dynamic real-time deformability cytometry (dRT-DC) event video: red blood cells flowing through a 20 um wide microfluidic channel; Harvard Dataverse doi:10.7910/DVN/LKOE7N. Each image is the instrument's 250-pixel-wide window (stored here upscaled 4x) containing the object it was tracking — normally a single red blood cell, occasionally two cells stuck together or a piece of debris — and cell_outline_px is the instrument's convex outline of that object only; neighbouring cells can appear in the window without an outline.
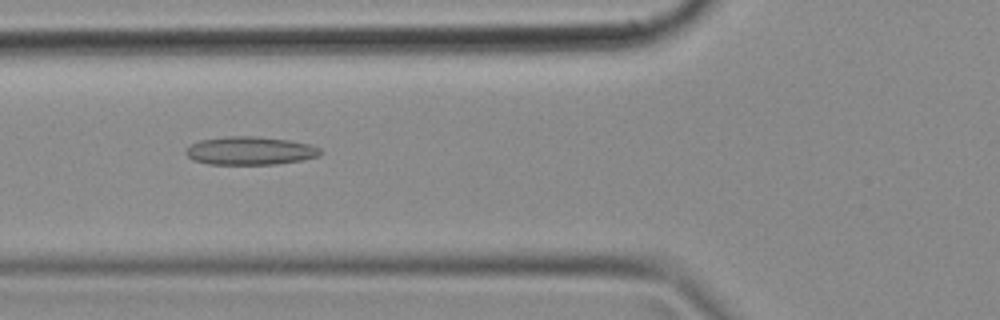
{"species": "common noctule bat (a hibernating species)", "species_latin": "Nyctalus noctula", "temperature_condition": "cold", "stored_images_in_passage": 48, "camera_frame_rate_fps": 3000, "um_per_image_px": 0.085, "animal": {"sex": "female", "body_mass_g": 18.4}, "frame": {"image": 1, "passage_image": 17, "time_ms": 5.333, "image_size_px": [1000, 320], "cell_outline_px": [[324, 152], [320, 156], [304, 160], [276, 164], [208, 164], [192, 160], [184, 152], [192, 144], [200, 140], [228, 136], [256, 136], [288, 140], [308, 144], [320, 148]], "centroid_in_image_um": [21.29, 12.82], "position_along_channel_um": 104.5, "area_um2": 22.2}}
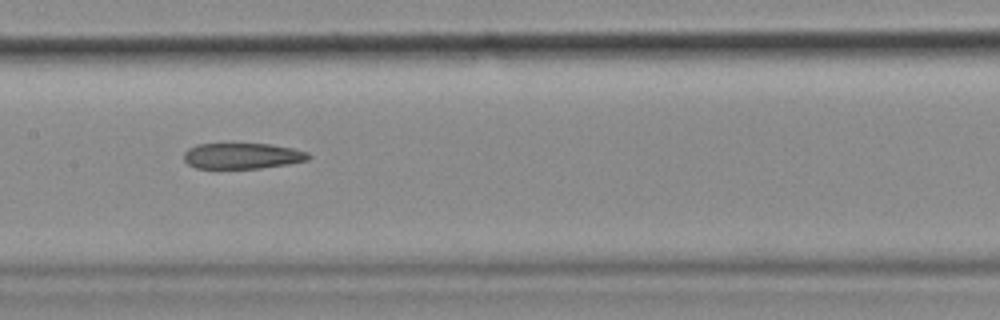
{"frame": {"image": 2, "passage_image": 23, "time_ms": 7.333, "image_size_px": [1000, 320], "cell_outline_px": [[312, 156], [308, 160], [288, 164], [260, 168], [196, 168], [188, 164], [184, 160], [184, 152], [188, 148], [196, 144], [272, 144], [292, 148], [308, 152]], "centroid_in_image_um": [20.6, 13.25], "position_along_channel_um": 186.8, "area_um2": 18.79}}
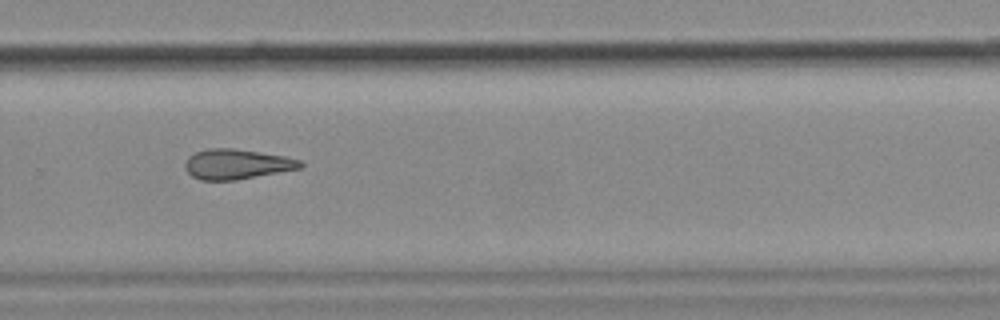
{"frame": {"image": 3, "passage_image": 32, "time_ms": 10.333, "image_size_px": [1000, 320], "cell_outline_px": [[304, 164], [300, 168], [236, 180], [200, 180], [192, 176], [184, 168], [184, 164], [188, 156], [196, 152], [208, 148], [232, 148], [260, 152], [284, 156], [300, 160]], "centroid_in_image_um": [20.09, 13.95], "position_along_channel_um": 309.7, "area_um2": 20.11}}